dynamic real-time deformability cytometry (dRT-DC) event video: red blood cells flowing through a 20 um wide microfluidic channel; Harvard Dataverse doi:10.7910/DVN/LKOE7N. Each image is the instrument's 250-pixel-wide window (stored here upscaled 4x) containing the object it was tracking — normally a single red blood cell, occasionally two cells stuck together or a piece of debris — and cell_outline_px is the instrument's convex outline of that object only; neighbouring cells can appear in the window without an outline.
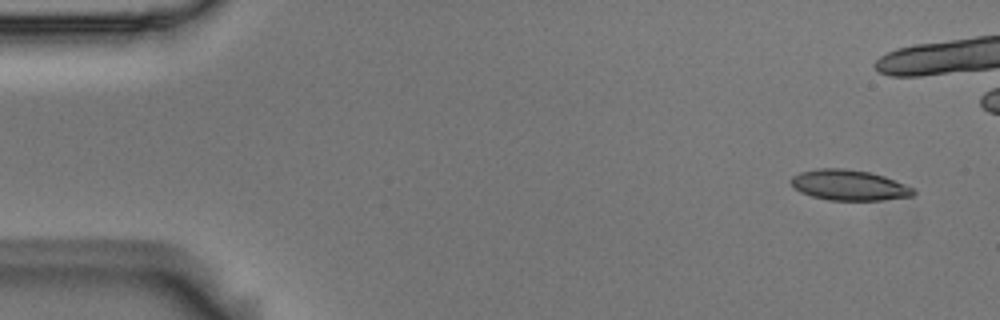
{"species": "Egyptian fruit bat (a non-hibernating species)", "species_latin": "Rousettus aegyptiacus", "temperature_condition": "room temperature", "stored_images_in_passage": 7, "camera_frame_rate_fps": 3000, "um_per_image_px": 0.085, "animal": {"sex": "male"}, "frame": {"image": 1, "passage_image": 1, "time_ms": 0.0, "image_size_px": [1000, 320], "cell_outline_px": [[916, 192], [912, 196], [880, 200], [828, 200], [812, 196], [800, 192], [788, 180], [792, 176], [800, 172], [816, 168], [844, 168], [868, 172], [884, 176], [904, 184], [912, 188]], "centroid_in_image_um": [72.13, 15.73], "position_along_channel_um": 12.9, "area_um2": 21.68}}